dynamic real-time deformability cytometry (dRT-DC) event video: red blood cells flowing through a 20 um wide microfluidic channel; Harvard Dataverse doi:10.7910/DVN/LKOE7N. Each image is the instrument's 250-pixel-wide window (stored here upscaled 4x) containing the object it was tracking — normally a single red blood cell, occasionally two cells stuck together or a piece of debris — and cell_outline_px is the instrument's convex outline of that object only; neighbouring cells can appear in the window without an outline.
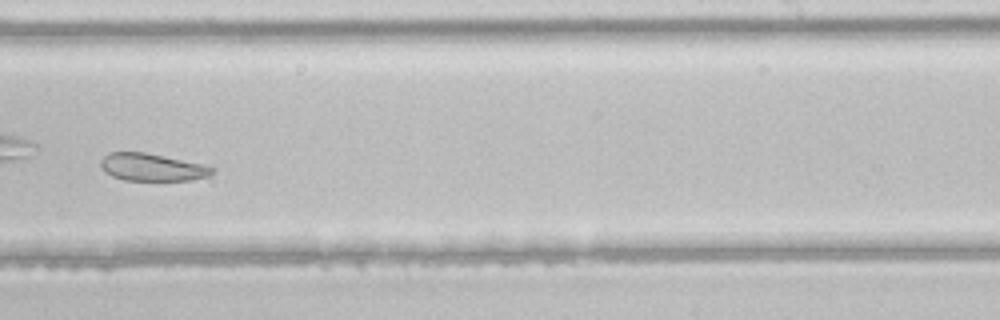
{"species": "common noctule bat (a hibernating species)", "species_latin": "Nyctalus noctula", "temperature_condition": "room temperature", "stored_images_in_passage": 34, "camera_frame_rate_fps": 3000, "um_per_image_px": 0.085, "animal": {"sex": "male", "body_mass_g": 21.5, "forearm_length_mm": 52.0}, "frame": {"image": 1, "passage_image": 20, "time_ms": 6.333, "image_size_px": [1000, 320], "cell_outline_px": [[216, 168], [208, 176], [192, 180], [124, 180], [112, 176], [104, 172], [100, 164], [100, 160], [108, 152], [144, 152], [204, 164]], "centroid_in_image_um": [12.91, 14.21], "position_along_channel_um": 276.1, "area_um2": 17.86}}